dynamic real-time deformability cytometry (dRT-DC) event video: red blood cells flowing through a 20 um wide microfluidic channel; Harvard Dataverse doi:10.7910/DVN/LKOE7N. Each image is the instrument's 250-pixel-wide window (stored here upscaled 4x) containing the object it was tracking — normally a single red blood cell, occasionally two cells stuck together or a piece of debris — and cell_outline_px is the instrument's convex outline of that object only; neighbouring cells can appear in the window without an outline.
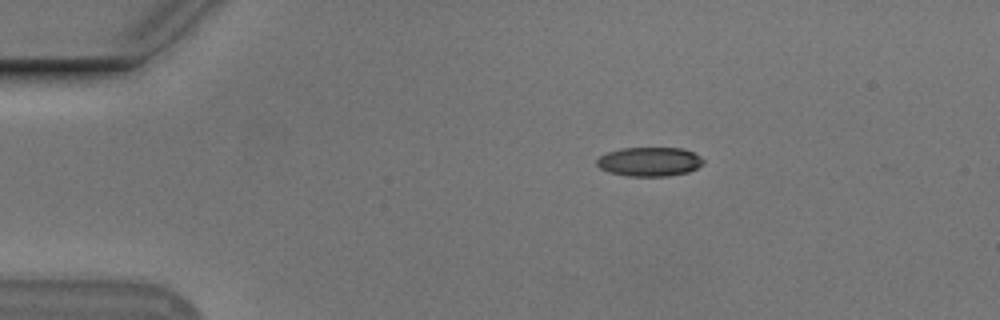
{"species": "Egyptian fruit bat (a non-hibernating species)", "species_latin": "Rousettus aegyptiacus", "temperature_condition": "cold", "stored_images_in_passage": 44, "camera_frame_rate_fps": 3000, "um_per_image_px": 0.085, "animal": {"sex": "male"}, "frame": {"image": 1, "passage_image": 1, "time_ms": 0.0, "image_size_px": [1000, 320], "cell_outline_px": [[696, 164], [692, 168], [680, 172], [616, 172], [600, 164], [600, 160], [604, 156], [616, 152], [636, 148], [672, 148], [688, 152], [696, 156]], "centroid_in_image_um": [55.21, 13.65], "position_along_channel_um": 29.8, "area_um2": 14.16}}
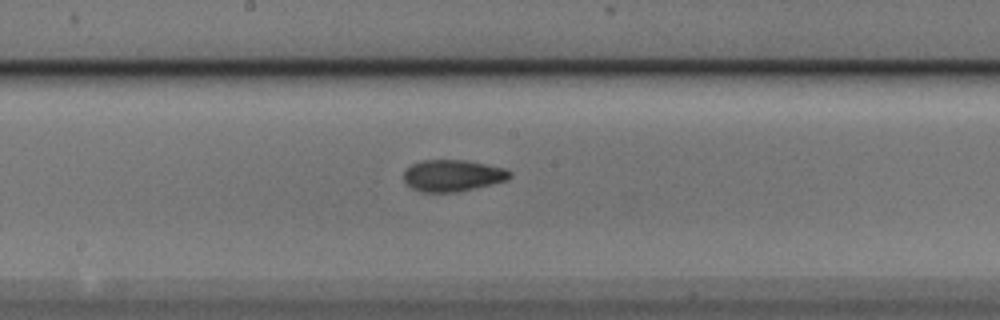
{"frame": {"image": 2, "passage_image": 20, "time_ms": 6.333, "image_size_px": [1000, 320], "cell_outline_px": [[508, 176], [496, 180], [460, 188], [424, 188], [408, 180], [408, 172], [412, 168], [424, 164], [468, 164], [508, 172]], "centroid_in_image_um": [38.48, 14.92], "position_along_channel_um": 209.7, "area_um2": 13.47}}
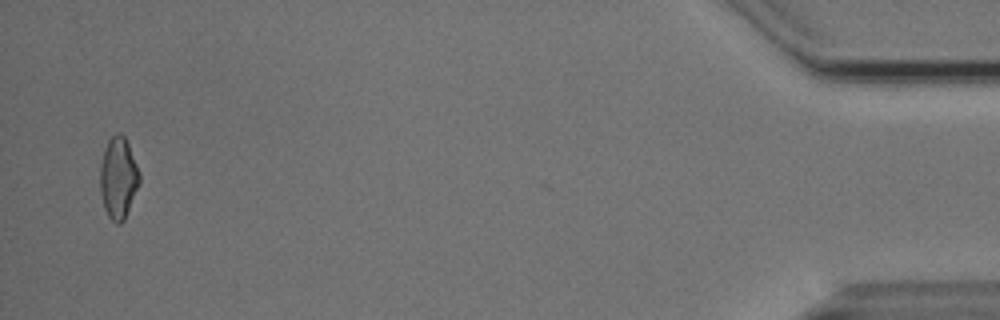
{"frame": {"image": 3, "passage_image": 44, "time_ms": 14.333, "image_size_px": [1000, 320], "cell_outline_px": [[136, 184], [124, 216], [120, 220], [108, 208], [104, 200], [104, 184], [116, 148], [124, 140], [128, 148], [136, 168]], "centroid_in_image_um": [10.22, 15.42], "position_along_channel_um": 425.0, "area_um2": 12.08}, "authors_computed_cell_mechanics": {"area_um2": 14.4789, "velocity_mm_per_s": 3.7705, "shape_relaxation_time_tau1_ms": null, "shape_relaxation_time_tau2_ms": 2.745, "deformation_change_tau1": null, "deformation_change_tau2": 0.0904}}